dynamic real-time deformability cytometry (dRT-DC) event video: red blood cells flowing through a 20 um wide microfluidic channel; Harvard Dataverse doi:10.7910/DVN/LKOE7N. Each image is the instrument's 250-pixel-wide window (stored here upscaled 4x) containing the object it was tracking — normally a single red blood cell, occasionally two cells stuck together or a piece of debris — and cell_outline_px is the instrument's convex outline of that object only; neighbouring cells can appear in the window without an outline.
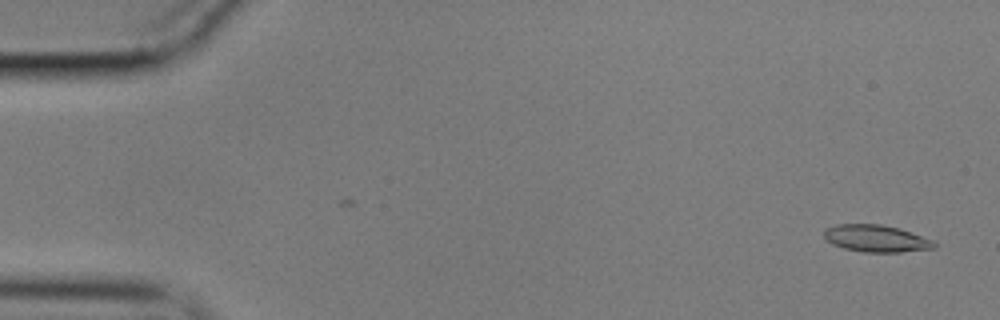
{"species": "common noctule bat (a hibernating species)", "species_latin": "Nyctalus noctula", "temperature_condition": "cold", "stored_images_in_passage": 57, "camera_frame_rate_fps": 3000, "um_per_image_px": 0.085, "animal": {"sex": "male", "body_mass_g": 17.9}, "frame": {"image": 1, "passage_image": 3, "time_ms": 0.667, "image_size_px": [1000, 320], "cell_outline_px": [[936, 248], [900, 252], [864, 252], [844, 248], [832, 244], [824, 236], [824, 228], [836, 224], [880, 224], [900, 228], [932, 240], [936, 244]], "centroid_in_image_um": [74.46, 20.26], "position_along_channel_um": 10.5, "area_um2": 17.34}}
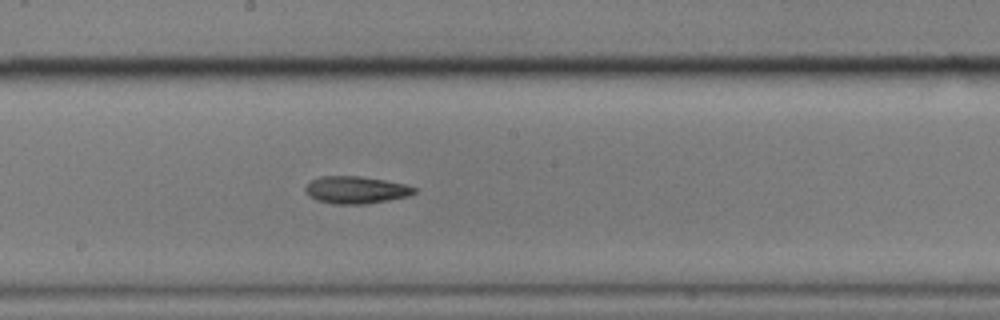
{"frame": {"image": 2, "passage_image": 31, "time_ms": 10.0, "image_size_px": [1000, 320], "cell_outline_px": [[416, 192], [408, 196], [388, 200], [364, 204], [336, 204], [316, 200], [308, 196], [304, 188], [312, 180], [320, 176], [360, 176], [384, 180], [404, 184], [416, 188]], "centroid_in_image_um": [30.23, 16.14], "position_along_channel_um": 218.0, "area_um2": 17.22}}
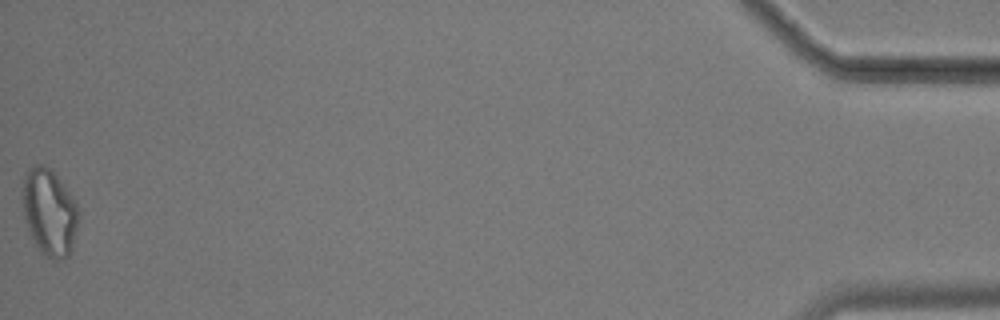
{"frame": {"image": 3, "passage_image": 57, "time_ms": 18.667, "image_size_px": [1000, 320], "cell_outline_px": [[80, 212], [72, 248], [68, 256], [60, 260], [52, 260], [44, 256], [40, 252], [28, 228], [24, 216], [24, 176], [28, 168], [36, 164], [44, 164], [56, 176], [68, 192], [76, 204]], "centroid_in_image_um": [4.21, 18.08], "position_along_channel_um": 431.0, "area_um2": 27.8}, "authors_computed_cell_mechanics": {"area_um2": 17.6868, "velocity_mm_per_s": 3.5609, "shape_relaxation_time_tau1_ms": null, "shape_relaxation_time_tau2_ms": 9.9318, "deformation_change_tau1": null, "deformation_change_tau2": 0.2021}}